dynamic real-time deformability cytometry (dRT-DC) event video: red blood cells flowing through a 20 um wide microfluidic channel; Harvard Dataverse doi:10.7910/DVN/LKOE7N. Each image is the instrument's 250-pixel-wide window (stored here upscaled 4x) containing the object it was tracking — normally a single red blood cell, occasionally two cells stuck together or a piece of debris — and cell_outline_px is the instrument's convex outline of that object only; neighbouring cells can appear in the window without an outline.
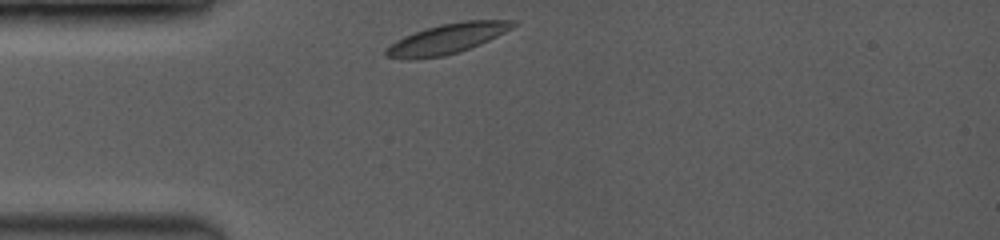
{"species": "common noctule bat (a hibernating species)", "species_latin": "Nyctalus noctula", "temperature_condition": "room temperature", "stored_images_in_passage": 35, "camera_frame_rate_fps": 3500, "um_per_image_px": 0.085, "animal": {"sex": "female", "body_mass_g": 19.0, "forearm_length_mm": 53.3}, "frame": {"image": 1, "passage_image": 1, "time_ms": 0.0, "image_size_px": [1000, 240], "cell_outline_px": [[516, 24], [512, 28], [480, 44], [456, 52], [440, 56], [384, 56], [384, 48], [396, 40], [404, 36], [440, 24], [464, 20], [516, 20]], "centroid_in_image_um": [38.07, 3.23], "position_along_channel_um": 46.9, "area_um2": 21.15}}
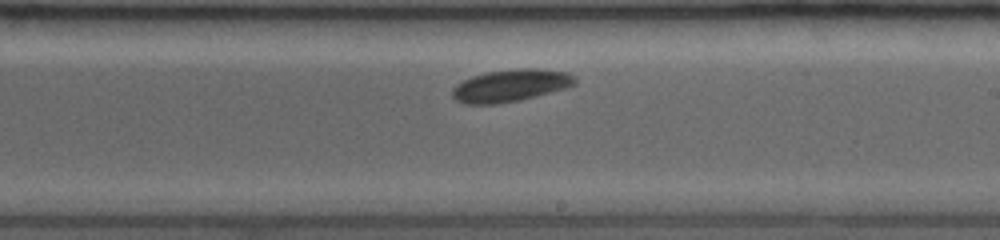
{"frame": {"image": 2, "passage_image": 20, "time_ms": 5.429, "image_size_px": [1000, 240], "cell_outline_px": [[576, 84], [568, 88], [520, 100], [496, 104], [464, 104], [456, 100], [452, 96], [452, 88], [456, 84], [472, 76], [484, 72], [520, 68], [536, 68], [568, 72], [576, 76]], "centroid_in_image_um": [43.42, 7.27], "position_along_channel_um": 245.6, "area_um2": 23.35}}
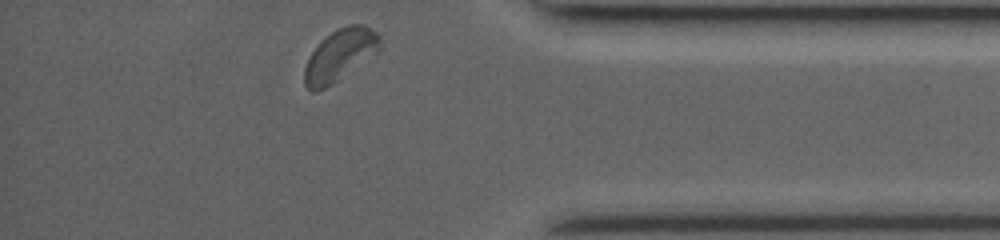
{"frame": {"image": 3, "passage_image": 35, "time_ms": 9.714, "image_size_px": [1000, 240], "cell_outline_px": [[380, 48], [376, 56], [332, 84], [316, 92], [312, 92], [304, 84], [304, 68], [312, 52], [320, 40], [332, 32], [348, 24], [360, 24], [376, 32], [380, 36]], "centroid_in_image_um": [28.91, 4.71], "position_along_channel_um": 406.3, "area_um2": 22.89}, "authors_computed_cell_mechanics": {"area_um2": 22.1952, "velocity_mm_per_s": 3.9606, "shape_relaxation_time_tau1_ms": null, "shape_relaxation_time_tau2_ms": 5.8546, "deformation_change_tau1": null, "deformation_change_tau2": 0.0524}}